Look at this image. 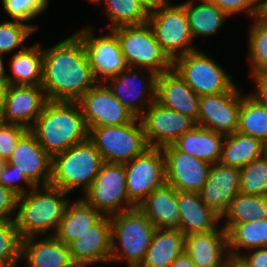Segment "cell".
<instances>
[{"instance_id":"6da1fadb","label":"cell","mask_w":267,"mask_h":267,"mask_svg":"<svg viewBox=\"0 0 267 267\" xmlns=\"http://www.w3.org/2000/svg\"><path fill=\"white\" fill-rule=\"evenodd\" d=\"M97 83L83 40L75 33L43 49L41 87L50 101H78Z\"/></svg>"},{"instance_id":"4dcf8cb0","label":"cell","mask_w":267,"mask_h":267,"mask_svg":"<svg viewBox=\"0 0 267 267\" xmlns=\"http://www.w3.org/2000/svg\"><path fill=\"white\" fill-rule=\"evenodd\" d=\"M266 144L238 131L224 137L220 163L241 169L265 155Z\"/></svg>"},{"instance_id":"7c38bea8","label":"cell","mask_w":267,"mask_h":267,"mask_svg":"<svg viewBox=\"0 0 267 267\" xmlns=\"http://www.w3.org/2000/svg\"><path fill=\"white\" fill-rule=\"evenodd\" d=\"M87 129L131 123L136 116L126 108L104 82H97L78 101Z\"/></svg>"},{"instance_id":"8fae6325","label":"cell","mask_w":267,"mask_h":267,"mask_svg":"<svg viewBox=\"0 0 267 267\" xmlns=\"http://www.w3.org/2000/svg\"><path fill=\"white\" fill-rule=\"evenodd\" d=\"M129 201L138 207L155 189L166 183L165 158L161 148L149 147L124 163Z\"/></svg>"},{"instance_id":"ab89813d","label":"cell","mask_w":267,"mask_h":267,"mask_svg":"<svg viewBox=\"0 0 267 267\" xmlns=\"http://www.w3.org/2000/svg\"><path fill=\"white\" fill-rule=\"evenodd\" d=\"M37 28L36 25H30L18 20L0 23V54L11 53L18 47L24 50V40Z\"/></svg>"},{"instance_id":"5bb4252c","label":"cell","mask_w":267,"mask_h":267,"mask_svg":"<svg viewBox=\"0 0 267 267\" xmlns=\"http://www.w3.org/2000/svg\"><path fill=\"white\" fill-rule=\"evenodd\" d=\"M241 100L236 85L227 92L200 96L197 125L223 135L236 132Z\"/></svg>"},{"instance_id":"ee69618b","label":"cell","mask_w":267,"mask_h":267,"mask_svg":"<svg viewBox=\"0 0 267 267\" xmlns=\"http://www.w3.org/2000/svg\"><path fill=\"white\" fill-rule=\"evenodd\" d=\"M17 181L24 182L27 184L31 190L33 187H36L26 176H21V173L16 169H11L6 165L5 169L0 174V184L6 188L12 190L18 196L26 194L28 191L25 190V187L22 185L15 184Z\"/></svg>"},{"instance_id":"b9f144b4","label":"cell","mask_w":267,"mask_h":267,"mask_svg":"<svg viewBox=\"0 0 267 267\" xmlns=\"http://www.w3.org/2000/svg\"><path fill=\"white\" fill-rule=\"evenodd\" d=\"M218 5L229 17L235 14L257 18L265 15V0H208Z\"/></svg>"},{"instance_id":"d4e9b609","label":"cell","mask_w":267,"mask_h":267,"mask_svg":"<svg viewBox=\"0 0 267 267\" xmlns=\"http://www.w3.org/2000/svg\"><path fill=\"white\" fill-rule=\"evenodd\" d=\"M178 191L165 183L152 191L137 207L155 228L179 229Z\"/></svg>"},{"instance_id":"9c48e42d","label":"cell","mask_w":267,"mask_h":267,"mask_svg":"<svg viewBox=\"0 0 267 267\" xmlns=\"http://www.w3.org/2000/svg\"><path fill=\"white\" fill-rule=\"evenodd\" d=\"M126 182L124 163L103 162L83 199L103 215L131 210L135 206L128 199Z\"/></svg>"},{"instance_id":"d6986e66","label":"cell","mask_w":267,"mask_h":267,"mask_svg":"<svg viewBox=\"0 0 267 267\" xmlns=\"http://www.w3.org/2000/svg\"><path fill=\"white\" fill-rule=\"evenodd\" d=\"M47 101L41 86L9 85L0 120L30 130Z\"/></svg>"},{"instance_id":"e0dca14e","label":"cell","mask_w":267,"mask_h":267,"mask_svg":"<svg viewBox=\"0 0 267 267\" xmlns=\"http://www.w3.org/2000/svg\"><path fill=\"white\" fill-rule=\"evenodd\" d=\"M7 165L20 172L21 176H26L35 186L50 184L52 157L30 130L19 139L11 157L7 160Z\"/></svg>"},{"instance_id":"ac0fdd59","label":"cell","mask_w":267,"mask_h":267,"mask_svg":"<svg viewBox=\"0 0 267 267\" xmlns=\"http://www.w3.org/2000/svg\"><path fill=\"white\" fill-rule=\"evenodd\" d=\"M139 69L140 68L135 69L134 67H127L119 75L111 77L108 81L104 82L111 90L112 94L138 118L144 113V107L147 108V105L149 107L156 100L158 76L156 73L148 71V81L146 79L143 81L140 77L142 74H140L141 71ZM137 79L139 83L138 87L134 84V81ZM139 85L141 87H139ZM147 91L149 97H144V93Z\"/></svg>"},{"instance_id":"f1b7e54d","label":"cell","mask_w":267,"mask_h":267,"mask_svg":"<svg viewBox=\"0 0 267 267\" xmlns=\"http://www.w3.org/2000/svg\"><path fill=\"white\" fill-rule=\"evenodd\" d=\"M103 214L89 205L83 198L68 202L59 222L58 228L53 234L59 241L66 245L79 238L83 232L94 225Z\"/></svg>"},{"instance_id":"d6a6232c","label":"cell","mask_w":267,"mask_h":267,"mask_svg":"<svg viewBox=\"0 0 267 267\" xmlns=\"http://www.w3.org/2000/svg\"><path fill=\"white\" fill-rule=\"evenodd\" d=\"M202 1L194 5V0L185 1L180 3L184 9L188 19L193 39L199 36L214 35L223 22L229 16L216 4L208 0Z\"/></svg>"},{"instance_id":"6f0895ef","label":"cell","mask_w":267,"mask_h":267,"mask_svg":"<svg viewBox=\"0 0 267 267\" xmlns=\"http://www.w3.org/2000/svg\"><path fill=\"white\" fill-rule=\"evenodd\" d=\"M265 155L267 156V144H266V151H265Z\"/></svg>"},{"instance_id":"11a10c76","label":"cell","mask_w":267,"mask_h":267,"mask_svg":"<svg viewBox=\"0 0 267 267\" xmlns=\"http://www.w3.org/2000/svg\"><path fill=\"white\" fill-rule=\"evenodd\" d=\"M265 15L267 16V0H265Z\"/></svg>"},{"instance_id":"c3c4849f","label":"cell","mask_w":267,"mask_h":267,"mask_svg":"<svg viewBox=\"0 0 267 267\" xmlns=\"http://www.w3.org/2000/svg\"><path fill=\"white\" fill-rule=\"evenodd\" d=\"M138 1L148 14L168 4V0H138Z\"/></svg>"},{"instance_id":"9f6ffc18","label":"cell","mask_w":267,"mask_h":267,"mask_svg":"<svg viewBox=\"0 0 267 267\" xmlns=\"http://www.w3.org/2000/svg\"><path fill=\"white\" fill-rule=\"evenodd\" d=\"M88 1L93 2V4H94V3H96L97 0H88Z\"/></svg>"},{"instance_id":"52a82bcc","label":"cell","mask_w":267,"mask_h":267,"mask_svg":"<svg viewBox=\"0 0 267 267\" xmlns=\"http://www.w3.org/2000/svg\"><path fill=\"white\" fill-rule=\"evenodd\" d=\"M88 131V138L101 154L103 162L126 163L149 148L138 117L129 124L93 127Z\"/></svg>"},{"instance_id":"4316f807","label":"cell","mask_w":267,"mask_h":267,"mask_svg":"<svg viewBox=\"0 0 267 267\" xmlns=\"http://www.w3.org/2000/svg\"><path fill=\"white\" fill-rule=\"evenodd\" d=\"M225 135L195 125L180 136L173 145L180 151L210 164L220 162Z\"/></svg>"},{"instance_id":"7402d4cb","label":"cell","mask_w":267,"mask_h":267,"mask_svg":"<svg viewBox=\"0 0 267 267\" xmlns=\"http://www.w3.org/2000/svg\"><path fill=\"white\" fill-rule=\"evenodd\" d=\"M199 99L173 68L157 76L156 101L191 118L196 125Z\"/></svg>"},{"instance_id":"603a6c76","label":"cell","mask_w":267,"mask_h":267,"mask_svg":"<svg viewBox=\"0 0 267 267\" xmlns=\"http://www.w3.org/2000/svg\"><path fill=\"white\" fill-rule=\"evenodd\" d=\"M185 252L197 267H227V232L222 228L185 235ZM226 254V255H225Z\"/></svg>"},{"instance_id":"8d00e7d4","label":"cell","mask_w":267,"mask_h":267,"mask_svg":"<svg viewBox=\"0 0 267 267\" xmlns=\"http://www.w3.org/2000/svg\"><path fill=\"white\" fill-rule=\"evenodd\" d=\"M249 32V62L251 76L267 75V16L253 18Z\"/></svg>"},{"instance_id":"484cf974","label":"cell","mask_w":267,"mask_h":267,"mask_svg":"<svg viewBox=\"0 0 267 267\" xmlns=\"http://www.w3.org/2000/svg\"><path fill=\"white\" fill-rule=\"evenodd\" d=\"M180 231L184 235L207 233L217 229L219 216L201 200L199 192L178 191Z\"/></svg>"},{"instance_id":"816d5d0a","label":"cell","mask_w":267,"mask_h":267,"mask_svg":"<svg viewBox=\"0 0 267 267\" xmlns=\"http://www.w3.org/2000/svg\"><path fill=\"white\" fill-rule=\"evenodd\" d=\"M227 267H247L238 257H231L228 259Z\"/></svg>"},{"instance_id":"f546056e","label":"cell","mask_w":267,"mask_h":267,"mask_svg":"<svg viewBox=\"0 0 267 267\" xmlns=\"http://www.w3.org/2000/svg\"><path fill=\"white\" fill-rule=\"evenodd\" d=\"M10 58L12 74L7 75L9 85L41 86L43 49L39 44L20 49Z\"/></svg>"},{"instance_id":"9a60e30c","label":"cell","mask_w":267,"mask_h":267,"mask_svg":"<svg viewBox=\"0 0 267 267\" xmlns=\"http://www.w3.org/2000/svg\"><path fill=\"white\" fill-rule=\"evenodd\" d=\"M139 118L148 146L155 148L173 144L196 125L191 118L162 106L156 100Z\"/></svg>"},{"instance_id":"d590c367","label":"cell","mask_w":267,"mask_h":267,"mask_svg":"<svg viewBox=\"0 0 267 267\" xmlns=\"http://www.w3.org/2000/svg\"><path fill=\"white\" fill-rule=\"evenodd\" d=\"M104 2L105 13L111 21L107 27L111 30L122 27L147 23L149 14L138 0H97L95 4Z\"/></svg>"},{"instance_id":"4fadbf2b","label":"cell","mask_w":267,"mask_h":267,"mask_svg":"<svg viewBox=\"0 0 267 267\" xmlns=\"http://www.w3.org/2000/svg\"><path fill=\"white\" fill-rule=\"evenodd\" d=\"M92 30L87 26L76 34L83 40L95 79L97 82H105L128 66L117 36L110 31V34L95 37Z\"/></svg>"},{"instance_id":"f5cc1de1","label":"cell","mask_w":267,"mask_h":267,"mask_svg":"<svg viewBox=\"0 0 267 267\" xmlns=\"http://www.w3.org/2000/svg\"><path fill=\"white\" fill-rule=\"evenodd\" d=\"M6 70H5V65H4V61H3V55L0 54V81H8L7 80V75L5 73Z\"/></svg>"},{"instance_id":"7a4b0ae2","label":"cell","mask_w":267,"mask_h":267,"mask_svg":"<svg viewBox=\"0 0 267 267\" xmlns=\"http://www.w3.org/2000/svg\"><path fill=\"white\" fill-rule=\"evenodd\" d=\"M30 131L51 156L88 138V129L77 101L48 100Z\"/></svg>"},{"instance_id":"5b68a950","label":"cell","mask_w":267,"mask_h":267,"mask_svg":"<svg viewBox=\"0 0 267 267\" xmlns=\"http://www.w3.org/2000/svg\"><path fill=\"white\" fill-rule=\"evenodd\" d=\"M102 164L101 154L87 138L52 157V176L49 185L67 193L82 185L85 193Z\"/></svg>"},{"instance_id":"44dd1931","label":"cell","mask_w":267,"mask_h":267,"mask_svg":"<svg viewBox=\"0 0 267 267\" xmlns=\"http://www.w3.org/2000/svg\"><path fill=\"white\" fill-rule=\"evenodd\" d=\"M240 169L220 162L211 164L210 174L199 195L204 204L219 216L228 209L230 201L239 193Z\"/></svg>"},{"instance_id":"681fc988","label":"cell","mask_w":267,"mask_h":267,"mask_svg":"<svg viewBox=\"0 0 267 267\" xmlns=\"http://www.w3.org/2000/svg\"><path fill=\"white\" fill-rule=\"evenodd\" d=\"M170 267H197V266L192 262L189 255L184 251L173 261Z\"/></svg>"},{"instance_id":"74e56055","label":"cell","mask_w":267,"mask_h":267,"mask_svg":"<svg viewBox=\"0 0 267 267\" xmlns=\"http://www.w3.org/2000/svg\"><path fill=\"white\" fill-rule=\"evenodd\" d=\"M239 193L245 195H267L266 155L240 169Z\"/></svg>"},{"instance_id":"3957f363","label":"cell","mask_w":267,"mask_h":267,"mask_svg":"<svg viewBox=\"0 0 267 267\" xmlns=\"http://www.w3.org/2000/svg\"><path fill=\"white\" fill-rule=\"evenodd\" d=\"M67 194L60 188L47 185L33 187L18 196L14 218L21 239L46 235L50 230L55 234L69 202Z\"/></svg>"},{"instance_id":"8992f818","label":"cell","mask_w":267,"mask_h":267,"mask_svg":"<svg viewBox=\"0 0 267 267\" xmlns=\"http://www.w3.org/2000/svg\"><path fill=\"white\" fill-rule=\"evenodd\" d=\"M111 31L119 40L128 67H144L157 75L172 69L173 62L163 52L148 22Z\"/></svg>"},{"instance_id":"cb8c5ba5","label":"cell","mask_w":267,"mask_h":267,"mask_svg":"<svg viewBox=\"0 0 267 267\" xmlns=\"http://www.w3.org/2000/svg\"><path fill=\"white\" fill-rule=\"evenodd\" d=\"M38 240V236L28 237L21 243V258L28 267H77L70 255L69 245L59 241L54 235ZM38 240V241H37Z\"/></svg>"},{"instance_id":"e575fe53","label":"cell","mask_w":267,"mask_h":267,"mask_svg":"<svg viewBox=\"0 0 267 267\" xmlns=\"http://www.w3.org/2000/svg\"><path fill=\"white\" fill-rule=\"evenodd\" d=\"M237 131L267 144V109L247 94L242 95Z\"/></svg>"},{"instance_id":"f6af8a7d","label":"cell","mask_w":267,"mask_h":267,"mask_svg":"<svg viewBox=\"0 0 267 267\" xmlns=\"http://www.w3.org/2000/svg\"><path fill=\"white\" fill-rule=\"evenodd\" d=\"M18 195L0 184V220H15L10 216L17 208Z\"/></svg>"},{"instance_id":"f35d334b","label":"cell","mask_w":267,"mask_h":267,"mask_svg":"<svg viewBox=\"0 0 267 267\" xmlns=\"http://www.w3.org/2000/svg\"><path fill=\"white\" fill-rule=\"evenodd\" d=\"M22 239L15 220H0V267H16L21 260Z\"/></svg>"},{"instance_id":"277c9868","label":"cell","mask_w":267,"mask_h":267,"mask_svg":"<svg viewBox=\"0 0 267 267\" xmlns=\"http://www.w3.org/2000/svg\"><path fill=\"white\" fill-rule=\"evenodd\" d=\"M110 220V263L125 259L129 267H138L151 244L156 230L154 224L137 207L111 215Z\"/></svg>"},{"instance_id":"2e32d148","label":"cell","mask_w":267,"mask_h":267,"mask_svg":"<svg viewBox=\"0 0 267 267\" xmlns=\"http://www.w3.org/2000/svg\"><path fill=\"white\" fill-rule=\"evenodd\" d=\"M161 149L165 158L166 183L177 191L199 192L209 177L211 164L178 150L173 144Z\"/></svg>"},{"instance_id":"836d02e7","label":"cell","mask_w":267,"mask_h":267,"mask_svg":"<svg viewBox=\"0 0 267 267\" xmlns=\"http://www.w3.org/2000/svg\"><path fill=\"white\" fill-rule=\"evenodd\" d=\"M227 219L225 224L263 220L267 218V195H245L237 193L230 201L228 209L221 219Z\"/></svg>"},{"instance_id":"60d3db41","label":"cell","mask_w":267,"mask_h":267,"mask_svg":"<svg viewBox=\"0 0 267 267\" xmlns=\"http://www.w3.org/2000/svg\"><path fill=\"white\" fill-rule=\"evenodd\" d=\"M2 5L13 20L29 21L42 14L48 5V0H1Z\"/></svg>"},{"instance_id":"7dc6e473","label":"cell","mask_w":267,"mask_h":267,"mask_svg":"<svg viewBox=\"0 0 267 267\" xmlns=\"http://www.w3.org/2000/svg\"><path fill=\"white\" fill-rule=\"evenodd\" d=\"M252 78L256 85V92L248 95L267 109V75H254Z\"/></svg>"},{"instance_id":"7bdbcfd3","label":"cell","mask_w":267,"mask_h":267,"mask_svg":"<svg viewBox=\"0 0 267 267\" xmlns=\"http://www.w3.org/2000/svg\"><path fill=\"white\" fill-rule=\"evenodd\" d=\"M24 126L10 123H3L0 120V156L8 160L19 139L28 131Z\"/></svg>"},{"instance_id":"ffe728a7","label":"cell","mask_w":267,"mask_h":267,"mask_svg":"<svg viewBox=\"0 0 267 267\" xmlns=\"http://www.w3.org/2000/svg\"><path fill=\"white\" fill-rule=\"evenodd\" d=\"M70 255L77 267L110 262L111 220L103 215L94 225L69 244Z\"/></svg>"},{"instance_id":"1f68e13d","label":"cell","mask_w":267,"mask_h":267,"mask_svg":"<svg viewBox=\"0 0 267 267\" xmlns=\"http://www.w3.org/2000/svg\"><path fill=\"white\" fill-rule=\"evenodd\" d=\"M227 232L228 251L231 257H239L243 252L239 249L267 247V218L239 224H225L222 227Z\"/></svg>"},{"instance_id":"f907efd6","label":"cell","mask_w":267,"mask_h":267,"mask_svg":"<svg viewBox=\"0 0 267 267\" xmlns=\"http://www.w3.org/2000/svg\"><path fill=\"white\" fill-rule=\"evenodd\" d=\"M8 87H9L8 81H0V115L4 107V101Z\"/></svg>"},{"instance_id":"db71d44e","label":"cell","mask_w":267,"mask_h":267,"mask_svg":"<svg viewBox=\"0 0 267 267\" xmlns=\"http://www.w3.org/2000/svg\"><path fill=\"white\" fill-rule=\"evenodd\" d=\"M6 165H7V160L0 156V174L5 169Z\"/></svg>"},{"instance_id":"30bf717a","label":"cell","mask_w":267,"mask_h":267,"mask_svg":"<svg viewBox=\"0 0 267 267\" xmlns=\"http://www.w3.org/2000/svg\"><path fill=\"white\" fill-rule=\"evenodd\" d=\"M148 24L163 52L173 62L176 58L197 50L192 44L185 9L181 4L169 5L149 13Z\"/></svg>"},{"instance_id":"ba28073f","label":"cell","mask_w":267,"mask_h":267,"mask_svg":"<svg viewBox=\"0 0 267 267\" xmlns=\"http://www.w3.org/2000/svg\"><path fill=\"white\" fill-rule=\"evenodd\" d=\"M172 68L199 97L227 92L237 85L204 51L195 50L176 58Z\"/></svg>"},{"instance_id":"83f0119b","label":"cell","mask_w":267,"mask_h":267,"mask_svg":"<svg viewBox=\"0 0 267 267\" xmlns=\"http://www.w3.org/2000/svg\"><path fill=\"white\" fill-rule=\"evenodd\" d=\"M185 251V235L179 229L156 228L144 260L138 267H170Z\"/></svg>"},{"instance_id":"bcb514c9","label":"cell","mask_w":267,"mask_h":267,"mask_svg":"<svg viewBox=\"0 0 267 267\" xmlns=\"http://www.w3.org/2000/svg\"><path fill=\"white\" fill-rule=\"evenodd\" d=\"M247 267H267V247L255 248L249 255L238 257Z\"/></svg>"}]
</instances>
